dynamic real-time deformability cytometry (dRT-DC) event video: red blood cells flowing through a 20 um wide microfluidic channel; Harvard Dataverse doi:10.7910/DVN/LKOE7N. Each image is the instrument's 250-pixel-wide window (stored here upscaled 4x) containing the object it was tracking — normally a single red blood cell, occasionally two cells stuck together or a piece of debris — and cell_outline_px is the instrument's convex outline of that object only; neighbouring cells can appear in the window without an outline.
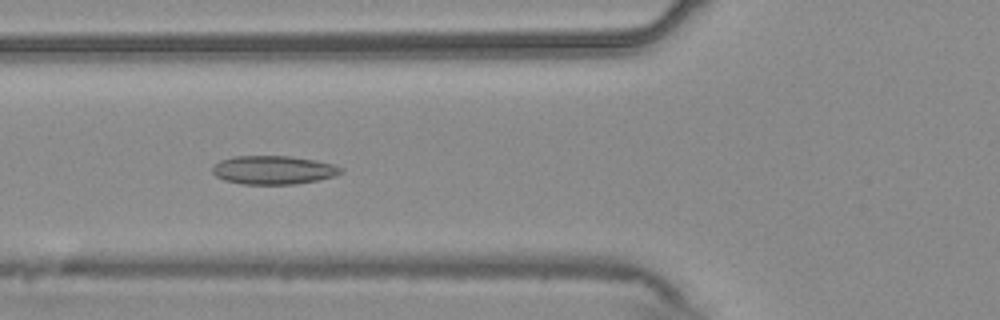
{"species": "common noctule bat (a hibernating species)", "species_latin": "Nyctalus noctula", "temperature_condition": "warm", "stored_images_in_passage": 54, "camera_frame_rate_fps": 3000, "um_per_image_px": 0.085, "animal": {"sex": "male", "body_mass_g": 20.4}, "frame": {"image": 1, "passage_image": 20, "time_ms": 6.333, "image_size_px": [1000, 320], "cell_outline_px": [[344, 172], [336, 176], [296, 184], [240, 184], [224, 180], [216, 176], [212, 172], [212, 168], [220, 160], [232, 156], [288, 156], [316, 160], [332, 164], [344, 168]], "centroid_in_image_um": [23.25, 14.45], "position_along_channel_um": 102.5, "area_um2": 21.5}}
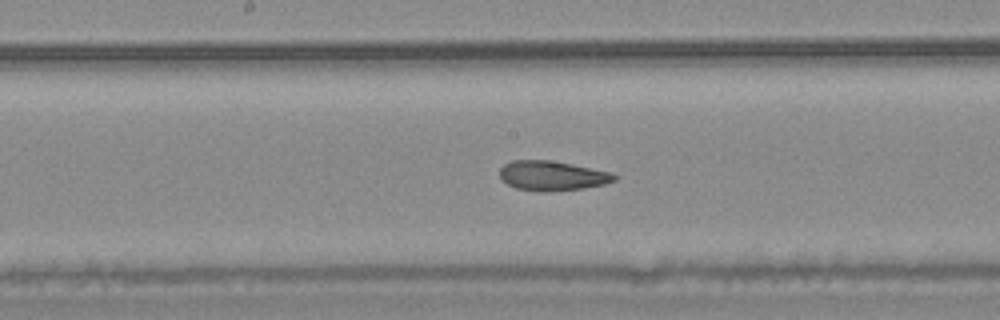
{"frame": {"image": 2, "passage_image": 28, "time_ms": 9.0, "image_size_px": [1000, 320], "cell_outline_px": [[616, 180], [604, 184], [584, 188], [548, 192], [544, 192], [516, 188], [500, 180], [500, 168], [504, 164], [512, 160], [548, 160], [572, 164], [612, 172], [616, 176]], "centroid_in_image_um": [46.92, 14.94], "position_along_channel_um": 201.3, "area_um2": 19.88}}
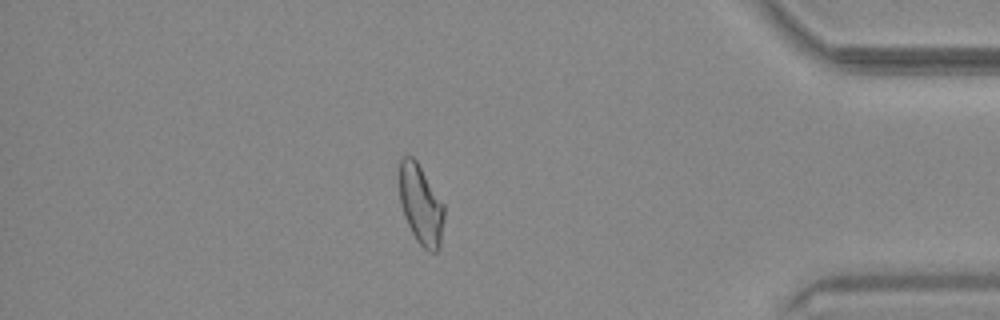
{"frame": {"image": 3, "passage_image": 47, "time_ms": 15.333, "image_size_px": [1000, 320], "cell_outline_px": [[444, 220], [440, 248], [436, 252], [428, 252], [416, 240], [404, 216], [400, 200], [400, 160], [404, 156], [412, 156], [416, 160], [444, 204]], "centroid_in_image_um": [35.79, 17.43], "position_along_channel_um": 399.4, "area_um2": 20.69}, "authors_computed_cell_mechanics": {"area_um2": 21.2993, "velocity_mm_per_s": 3.6946, "shape_relaxation_time_tau1_ms": null, "shape_relaxation_time_tau2_ms": 3.0333, "deformation_change_tau1": null, "deformation_change_tau2": 0.092}}